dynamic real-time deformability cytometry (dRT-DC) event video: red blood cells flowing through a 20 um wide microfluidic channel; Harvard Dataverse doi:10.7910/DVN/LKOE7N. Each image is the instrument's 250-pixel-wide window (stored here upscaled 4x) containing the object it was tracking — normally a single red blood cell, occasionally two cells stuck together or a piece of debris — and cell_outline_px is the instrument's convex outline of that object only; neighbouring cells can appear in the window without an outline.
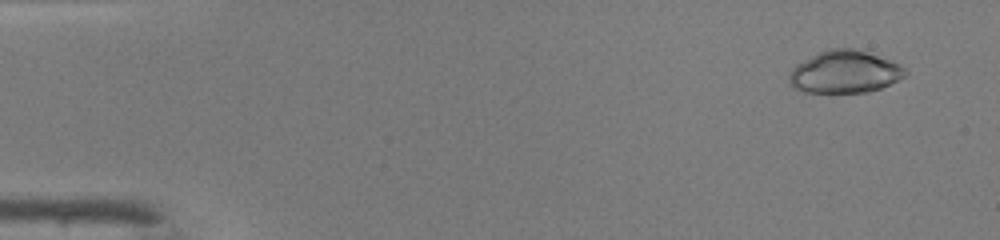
{"species": "common noctule bat (a hibernating species)", "species_latin": "Nyctalus noctula", "temperature_condition": "warm", "stored_images_in_passage": 48, "camera_frame_rate_fps": 3000, "um_per_image_px": 0.085, "animal": {"sex": "male", "body_mass_g": 19.0, "forearm_length_mm": 50.8}, "frame": {"image": 1, "passage_image": 4, "time_ms": 1.0, "image_size_px": [1000, 240], "cell_outline_px": [[908, 72], [904, 76], [880, 88], [868, 92], [804, 92], [796, 88], [792, 84], [788, 76], [792, 68], [796, 64], [828, 48], [856, 48], [868, 52], [900, 64]], "centroid_in_image_um": [71.8, 6.1], "position_along_channel_um": 13.2, "area_um2": 28.38}}
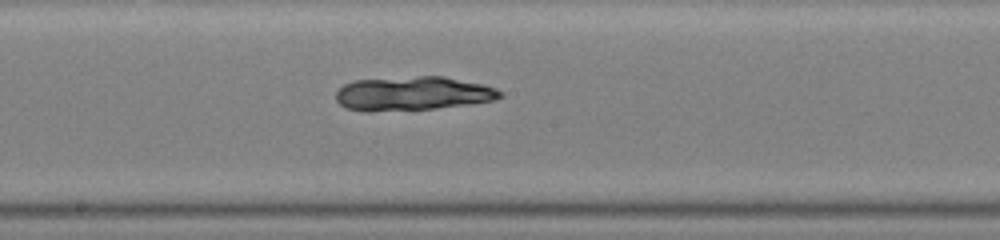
{"frame": {"image": 2, "passage_image": 27, "time_ms": 8.667, "image_size_px": [1000, 240], "cell_outline_px": [[504, 96], [496, 100], [436, 108], [348, 108], [340, 104], [336, 100], [336, 92], [344, 84], [352, 80], [420, 76], [444, 76], [484, 84], [496, 88], [504, 92]], "centroid_in_image_um": [35.21, 7.89], "position_along_channel_um": 213.0, "area_um2": 31.39}}
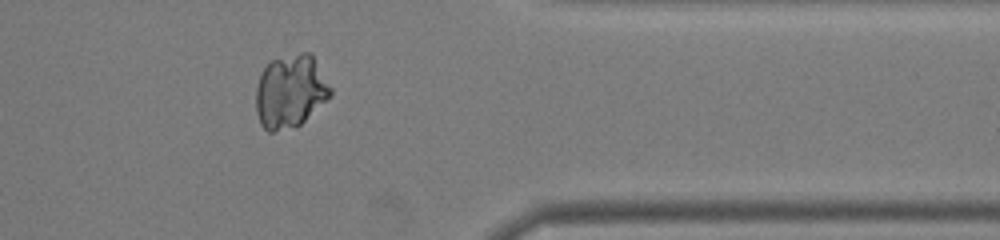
{"frame": {"image": 3, "passage_image": 40, "time_ms": 13.0, "image_size_px": [1000, 240], "cell_outline_px": [[332, 92], [300, 124], [272, 132], [268, 132], [260, 124], [256, 112], [256, 88], [260, 76], [264, 68], [272, 60], [300, 52], [312, 52], [332, 88]], "centroid_in_image_um": [24.66, 7.73], "position_along_channel_um": 386.7, "area_um2": 31.39}}